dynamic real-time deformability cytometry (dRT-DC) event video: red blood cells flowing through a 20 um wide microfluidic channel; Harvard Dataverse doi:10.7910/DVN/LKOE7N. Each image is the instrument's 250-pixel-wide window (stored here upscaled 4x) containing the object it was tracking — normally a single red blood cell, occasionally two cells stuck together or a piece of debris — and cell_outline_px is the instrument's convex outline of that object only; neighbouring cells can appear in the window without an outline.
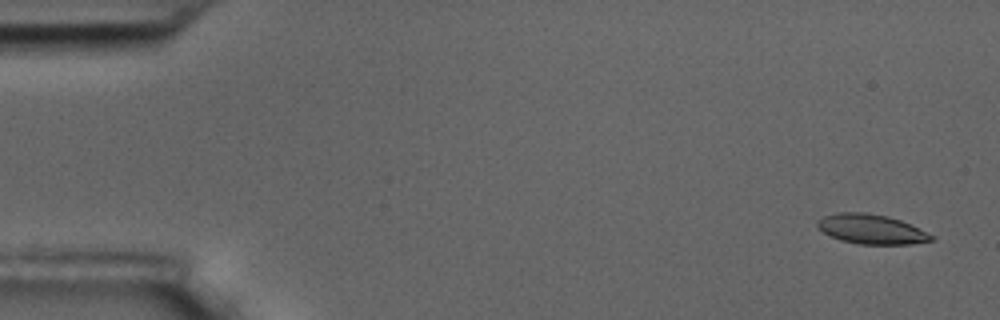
{"species": "common noctule bat (a hibernating species)", "species_latin": "Nyctalus noctula", "temperature_condition": "room temperature", "stored_images_in_passage": 5, "camera_frame_rate_fps": 3000, "um_per_image_px": 0.085, "animal": {"sex": "male", "body_mass_g": 17.5, "forearm_length_mm": 52.3}, "frame": {"image": 1, "passage_image": 1, "time_ms": 0.0, "image_size_px": [1000, 320], "cell_outline_px": [[936, 236], [932, 240], [912, 244], [856, 244], [840, 240], [824, 232], [816, 224], [816, 220], [824, 216], [840, 212], [864, 212], [888, 216], [900, 220]], "centroid_in_image_um": [74.06, 19.48], "position_along_channel_um": 10.9, "area_um2": 19.59}}
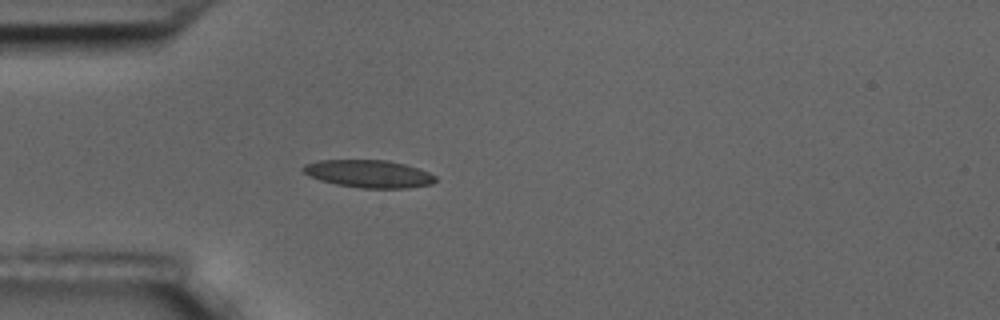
{"frame": {"image": 2, "passage_image": 5, "time_ms": 1.333, "image_size_px": [1000, 320], "cell_outline_px": [[436, 180], [432, 184], [408, 188], [360, 188], [336, 184], [320, 180], [304, 172], [300, 168], [304, 164], [316, 160], [388, 160], [420, 168], [436, 176]], "centroid_in_image_um": [31.35, 14.77], "position_along_channel_um": 53.6, "area_um2": 21.39}}